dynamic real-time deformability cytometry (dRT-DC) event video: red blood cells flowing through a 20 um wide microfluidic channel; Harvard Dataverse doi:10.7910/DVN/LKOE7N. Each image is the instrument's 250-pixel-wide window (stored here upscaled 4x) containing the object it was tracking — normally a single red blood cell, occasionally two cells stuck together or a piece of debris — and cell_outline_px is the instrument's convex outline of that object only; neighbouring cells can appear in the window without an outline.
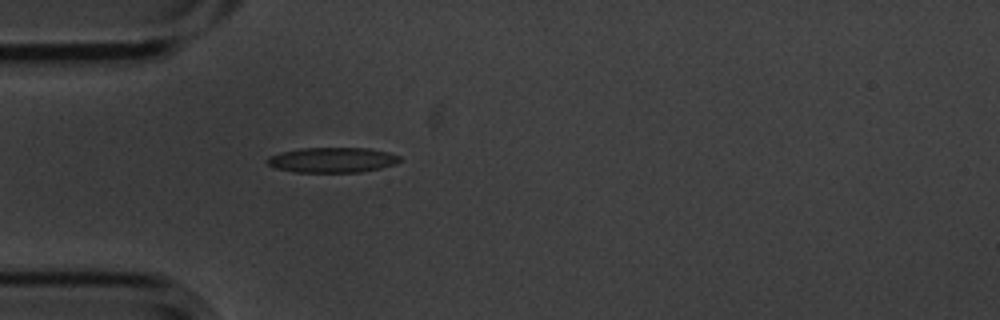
{"species": "common noctule bat (a hibernating species)", "species_latin": "Nyctalus noctula", "temperature_condition": "cold", "stored_images_in_passage": 4, "camera_frame_rate_fps": 3000, "um_per_image_px": 0.085, "animal": {"sex": "male", "body_mass_g": 20.1, "forearm_length_mm": 53.5}, "frame": {"image": 1, "passage_image": 4, "time_ms": 1.0, "image_size_px": [1000, 320], "cell_outline_px": [[404, 160], [396, 164], [380, 168], [360, 172], [296, 172], [276, 168], [268, 164], [264, 160], [268, 156], [280, 152], [300, 148], [368, 148], [388, 152], [400, 156]], "centroid_in_image_um": [28.25, 13.59], "position_along_channel_um": 56.7, "area_um2": 19.59}}